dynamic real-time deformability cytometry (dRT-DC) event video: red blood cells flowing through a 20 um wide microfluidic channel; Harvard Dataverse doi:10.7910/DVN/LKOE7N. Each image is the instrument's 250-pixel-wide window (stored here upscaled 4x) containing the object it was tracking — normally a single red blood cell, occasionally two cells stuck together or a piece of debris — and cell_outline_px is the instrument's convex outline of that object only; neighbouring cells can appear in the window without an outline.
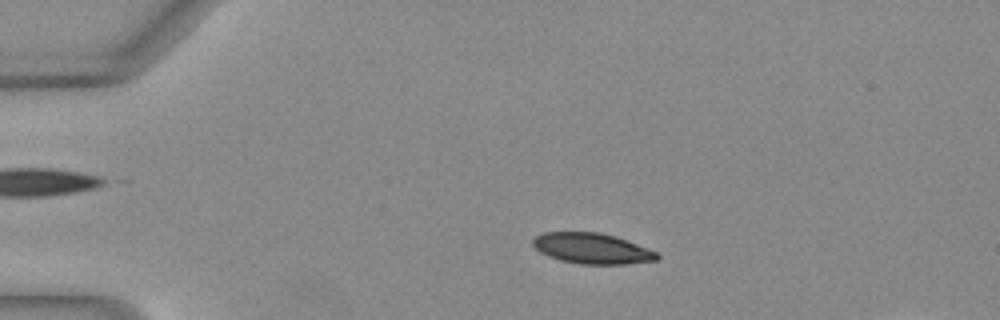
{"species": "Egyptian fruit bat (a non-hibernating species)", "species_latin": "Rousettus aegyptiacus", "temperature_condition": "warm", "stored_images_in_passage": 50, "camera_frame_rate_fps": 3000, "um_per_image_px": 0.085, "animal": {"sex": "female"}, "frame": {"image": 1, "passage_image": 10, "time_ms": 3.0, "image_size_px": [1000, 320], "cell_outline_px": [[660, 256], [656, 260], [624, 264], [580, 264], [560, 260], [548, 256], [540, 252], [532, 244], [532, 240], [536, 236], [544, 232], [600, 232], [616, 236], [656, 252]], "centroid_in_image_um": [50.29, 21.11], "position_along_channel_um": 34.7, "area_um2": 22.02}}
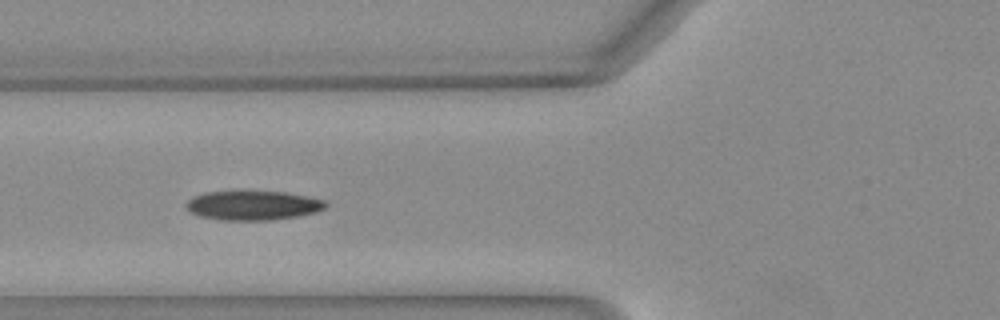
{"frame": {"image": 2, "passage_image": 19, "time_ms": 6.0, "image_size_px": [1000, 320], "cell_outline_px": [[328, 204], [324, 208], [316, 212], [296, 216], [272, 220], [220, 220], [200, 216], [192, 212], [184, 204], [188, 200], [204, 192], [236, 188], [284, 192], [308, 196], [324, 200]], "centroid_in_image_um": [21.47, 17.41], "position_along_channel_um": 104.3, "area_um2": 24.68}}
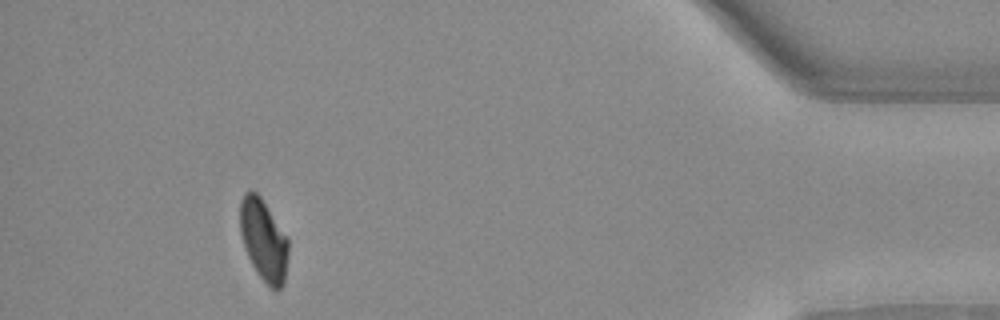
{"frame": {"image": 3, "passage_image": 46, "time_ms": 15.0, "image_size_px": [1000, 320], "cell_outline_px": [[288, 256], [284, 284], [276, 292], [256, 272], [248, 256], [240, 232], [240, 200], [244, 192], [256, 192], [260, 196], [288, 236]], "centroid_in_image_um": [22.42, 20.4], "position_along_channel_um": 412.8, "area_um2": 22.95}}